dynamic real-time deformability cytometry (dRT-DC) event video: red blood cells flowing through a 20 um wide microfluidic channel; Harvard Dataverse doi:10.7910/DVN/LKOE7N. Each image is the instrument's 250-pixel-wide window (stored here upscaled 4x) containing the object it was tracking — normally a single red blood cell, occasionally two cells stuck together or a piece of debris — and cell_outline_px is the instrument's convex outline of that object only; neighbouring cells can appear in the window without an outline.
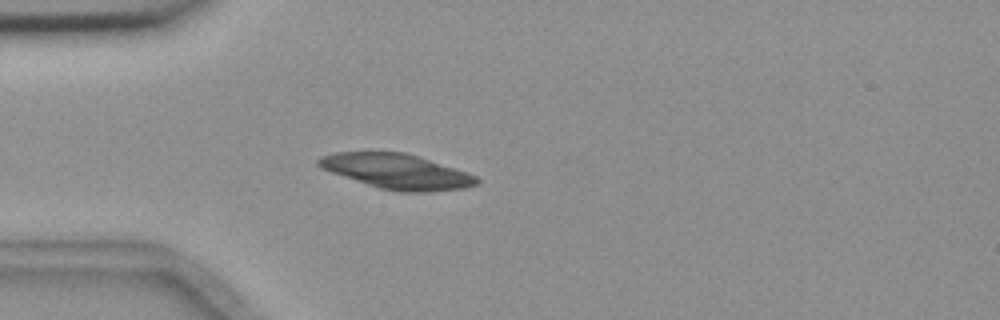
{"species": "common noctule bat (a hibernating species)", "species_latin": "Nyctalus noctula", "temperature_condition": "room temperature", "stored_images_in_passage": 3, "camera_frame_rate_fps": 3000, "um_per_image_px": 0.085, "animal": {"sex": "female", "body_mass_g": 18.4}, "frame": {"image": 1, "passage_image": 3, "time_ms": 3.333, "image_size_px": [1000, 320], "cell_outline_px": [[480, 180], [476, 184], [464, 188], [432, 192], [396, 192], [380, 188], [320, 168], [316, 164], [316, 160], [320, 156], [336, 152], [404, 152], [468, 172], [476, 176]], "centroid_in_image_um": [33.73, 14.57], "position_along_channel_um": 51.3, "area_um2": 32.02}}